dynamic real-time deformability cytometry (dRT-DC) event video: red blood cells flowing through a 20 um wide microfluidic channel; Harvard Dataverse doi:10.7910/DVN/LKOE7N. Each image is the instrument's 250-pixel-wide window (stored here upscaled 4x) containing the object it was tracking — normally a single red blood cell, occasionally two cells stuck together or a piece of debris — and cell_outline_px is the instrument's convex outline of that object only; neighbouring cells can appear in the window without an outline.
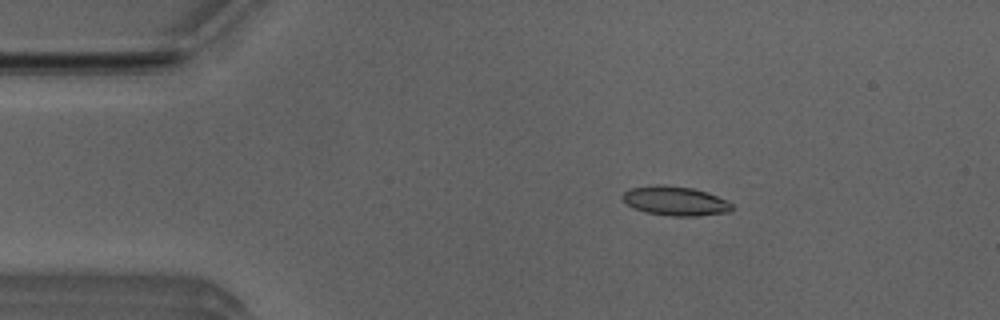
{"species": "Egyptian fruit bat (a non-hibernating species)", "species_latin": "Rousettus aegyptiacus", "temperature_condition": "room temperature", "stored_images_in_passage": 4, "camera_frame_rate_fps": 3000, "um_per_image_px": 0.085, "animal": {"sex": "male"}, "frame": {"image": 1, "passage_image": 2, "time_ms": 0.333, "image_size_px": [1000, 320], "cell_outline_px": [[732, 208], [728, 212], [696, 216], [672, 216], [644, 212], [632, 208], [620, 196], [628, 188], [656, 184], [664, 184], [692, 188], [708, 192], [728, 200], [732, 204]], "centroid_in_image_um": [57.37, 17.07], "position_along_channel_um": 27.6, "area_um2": 18.9}}